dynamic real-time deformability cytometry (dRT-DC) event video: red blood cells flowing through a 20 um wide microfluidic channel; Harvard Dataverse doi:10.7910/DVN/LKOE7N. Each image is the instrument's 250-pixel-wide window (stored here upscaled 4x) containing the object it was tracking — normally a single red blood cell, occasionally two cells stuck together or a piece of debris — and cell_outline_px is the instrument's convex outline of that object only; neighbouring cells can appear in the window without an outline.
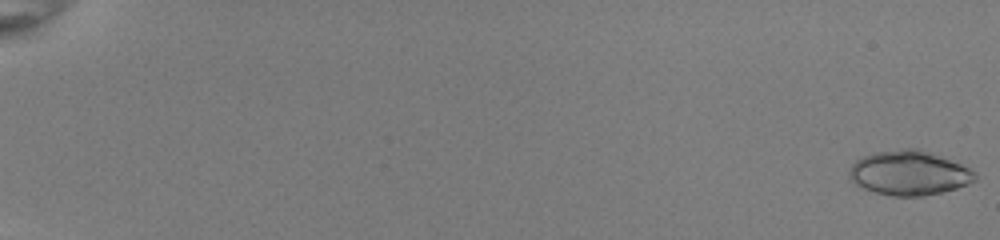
{"species": "common noctule bat (a hibernating species)", "species_latin": "Nyctalus noctula", "temperature_condition": "room temperature", "stored_images_in_passage": 53, "segment_of_instrument_passage": [1, 2], "camera_frame_rate_fps": 3000, "um_per_image_px": 0.085, "animal": {"sex": "female", "body_mass_g": 22.0, "forearm_length_mm": 56.7}, "frame": {"image": 1, "passage_image": 1, "time_ms": 0.0, "image_size_px": [1000, 240], "cell_outline_px": [[976, 180], [956, 188], [924, 196], [892, 196], [876, 192], [864, 188], [856, 184], [848, 176], [848, 172], [852, 164], [856, 160], [864, 156], [876, 152], [908, 148], [916, 148], [960, 164], [968, 168], [976, 176]], "centroid_in_image_um": [77.23, 14.71], "position_along_channel_um": 7.8, "area_um2": 31.96}}
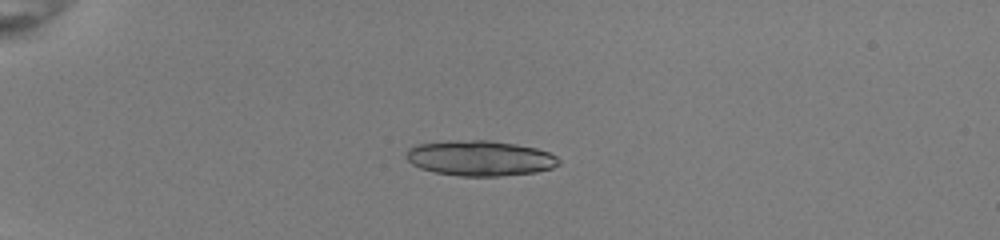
{"frame": {"image": 2, "passage_image": 16, "time_ms": 5.0, "image_size_px": [1000, 240], "cell_outline_px": [[560, 164], [552, 168], [536, 172], [500, 176], [460, 176], [436, 172], [420, 168], [412, 164], [408, 160], [408, 148], [420, 144], [456, 140], [488, 140], [516, 144], [536, 148], [548, 152], [556, 156], [560, 160]], "centroid_in_image_um": [40.84, 13.45], "position_along_channel_um": 44.2, "area_um2": 31.21}}